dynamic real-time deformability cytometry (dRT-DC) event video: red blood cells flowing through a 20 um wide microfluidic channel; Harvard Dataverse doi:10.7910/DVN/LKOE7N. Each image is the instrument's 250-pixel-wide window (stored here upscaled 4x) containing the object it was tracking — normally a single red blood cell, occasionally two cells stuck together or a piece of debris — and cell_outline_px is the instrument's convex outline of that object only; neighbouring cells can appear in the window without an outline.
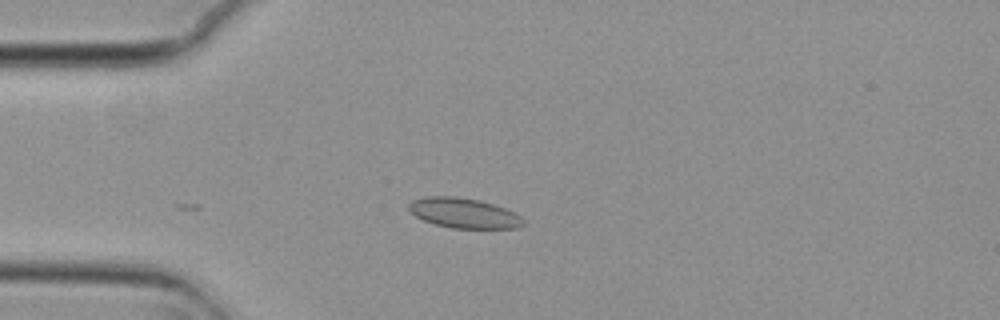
{"species": "common noctule bat (a hibernating species)", "species_latin": "Nyctalus noctula", "temperature_condition": "cold", "stored_images_in_passage": 3, "camera_frame_rate_fps": 3000, "um_per_image_px": 0.085, "animal": {"sex": "female", "body_mass_g": 29.2, "forearm_length_mm": 56.3}, "frame": {"image": 1, "passage_image": 1, "time_ms": 0.0, "image_size_px": [1000, 320], "cell_outline_px": [[524, 224], [516, 228], [452, 228], [436, 224], [424, 220], [416, 216], [408, 208], [408, 204], [412, 200], [424, 196], [456, 196], [480, 200], [504, 208], [520, 216], [524, 220]], "centroid_in_image_um": [39.4, 18.1], "position_along_channel_um": 45.6, "area_um2": 19.88}}